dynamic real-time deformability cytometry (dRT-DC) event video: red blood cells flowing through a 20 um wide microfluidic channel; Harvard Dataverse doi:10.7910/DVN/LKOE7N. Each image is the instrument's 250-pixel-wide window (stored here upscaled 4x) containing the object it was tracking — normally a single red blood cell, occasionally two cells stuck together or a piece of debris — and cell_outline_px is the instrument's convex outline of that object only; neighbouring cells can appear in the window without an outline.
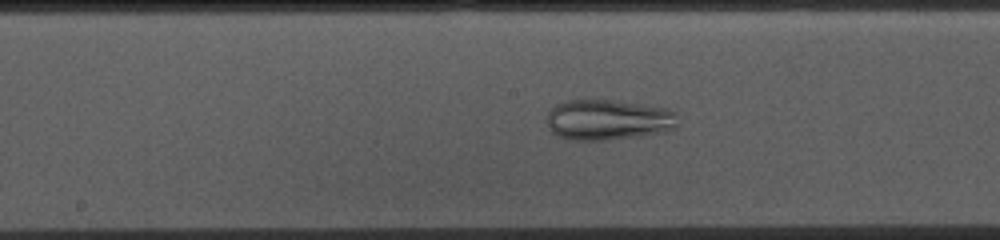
{"species": "common noctule bat (a hibernating species)", "species_latin": "Nyctalus noctula", "temperature_condition": "cold", "stored_images_in_passage": 48, "camera_frame_rate_fps": 3000, "um_per_image_px": 0.085, "animal": {"sex": "female", "body_mass_g": 10.0, "forearm_length_mm": 53.1}, "frame": {"image": 1, "passage_image": 20, "time_ms": 6.333, "image_size_px": [1000, 240], "cell_outline_px": [[676, 128], [668, 132], [644, 136], [604, 140], [568, 140], [556, 136], [548, 128], [544, 120], [544, 116], [556, 104], [564, 100], [612, 100], [644, 104], [668, 108], [676, 112]], "centroid_in_image_um": [51.67, 10.19], "position_along_channel_um": 196.5, "area_um2": 31.79}}
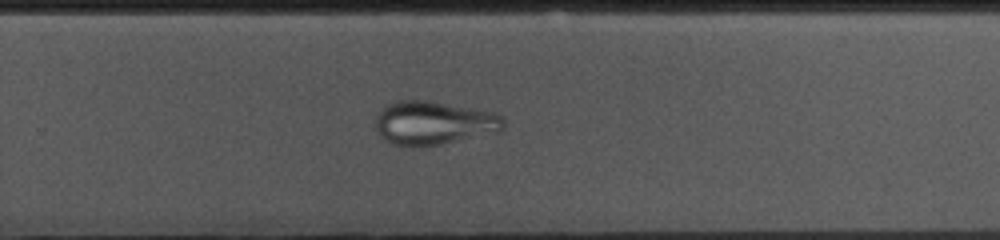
{"frame": {"image": 2, "passage_image": 28, "time_ms": 9.0, "image_size_px": [1000, 240], "cell_outline_px": [[504, 128], [500, 132], [420, 148], [392, 144], [380, 136], [376, 128], [376, 116], [388, 104], [400, 100], [420, 100], [476, 108], [496, 112], [504, 120]], "centroid_in_image_um": [36.89, 10.47], "position_along_channel_um": 292.9, "area_um2": 32.66}}
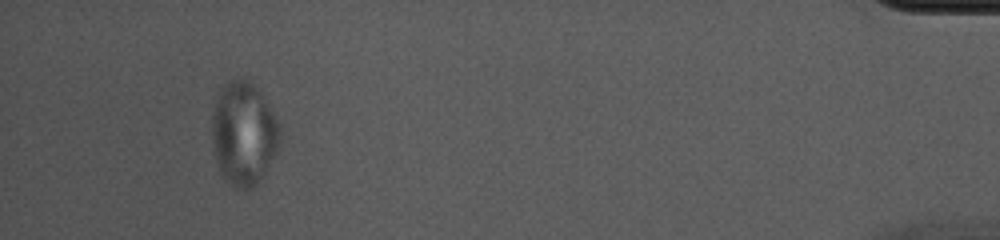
{"frame": {"image": 3, "passage_image": 44, "time_ms": 14.333, "image_size_px": [1000, 240], "cell_outline_px": [[280, 144], [260, 180], [248, 192], [244, 192], [232, 184], [220, 172], [216, 164], [212, 148], [212, 116], [216, 100], [220, 88], [224, 84], [236, 76], [244, 76], [252, 80], [256, 84], [264, 96], [280, 124]], "centroid_in_image_um": [20.71, 11.29], "position_along_channel_um": 414.5, "area_um2": 41.73}}